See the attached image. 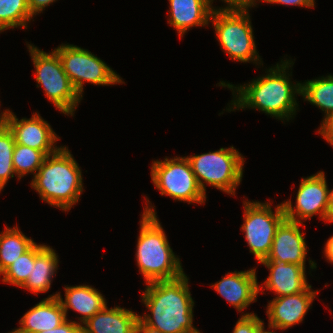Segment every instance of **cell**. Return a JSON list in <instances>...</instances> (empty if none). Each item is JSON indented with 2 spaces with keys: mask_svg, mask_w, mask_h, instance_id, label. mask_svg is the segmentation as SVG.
Here are the masks:
<instances>
[{
  "mask_svg": "<svg viewBox=\"0 0 333 333\" xmlns=\"http://www.w3.org/2000/svg\"><path fill=\"white\" fill-rule=\"evenodd\" d=\"M244 223L241 226L245 240L258 262L266 259L273 243L277 228L286 219L282 203L276 206L275 213L271 203L246 200Z\"/></svg>",
  "mask_w": 333,
  "mask_h": 333,
  "instance_id": "obj_10",
  "label": "cell"
},
{
  "mask_svg": "<svg viewBox=\"0 0 333 333\" xmlns=\"http://www.w3.org/2000/svg\"><path fill=\"white\" fill-rule=\"evenodd\" d=\"M58 293L50 295L27 311L15 329L18 333H39L60 326L67 320Z\"/></svg>",
  "mask_w": 333,
  "mask_h": 333,
  "instance_id": "obj_17",
  "label": "cell"
},
{
  "mask_svg": "<svg viewBox=\"0 0 333 333\" xmlns=\"http://www.w3.org/2000/svg\"><path fill=\"white\" fill-rule=\"evenodd\" d=\"M254 5L227 4L214 9L212 22L217 40L223 51L234 61L252 62L262 65L254 40L249 8ZM259 61V62H258Z\"/></svg>",
  "mask_w": 333,
  "mask_h": 333,
  "instance_id": "obj_5",
  "label": "cell"
},
{
  "mask_svg": "<svg viewBox=\"0 0 333 333\" xmlns=\"http://www.w3.org/2000/svg\"><path fill=\"white\" fill-rule=\"evenodd\" d=\"M318 131V133L322 135L330 145L333 146V114L323 118L320 129Z\"/></svg>",
  "mask_w": 333,
  "mask_h": 333,
  "instance_id": "obj_30",
  "label": "cell"
},
{
  "mask_svg": "<svg viewBox=\"0 0 333 333\" xmlns=\"http://www.w3.org/2000/svg\"><path fill=\"white\" fill-rule=\"evenodd\" d=\"M300 225L302 223L285 219L277 228L267 258L262 261L294 263L305 268L308 248Z\"/></svg>",
  "mask_w": 333,
  "mask_h": 333,
  "instance_id": "obj_14",
  "label": "cell"
},
{
  "mask_svg": "<svg viewBox=\"0 0 333 333\" xmlns=\"http://www.w3.org/2000/svg\"><path fill=\"white\" fill-rule=\"evenodd\" d=\"M35 260V244L18 257L1 275L2 282L21 287L31 274Z\"/></svg>",
  "mask_w": 333,
  "mask_h": 333,
  "instance_id": "obj_26",
  "label": "cell"
},
{
  "mask_svg": "<svg viewBox=\"0 0 333 333\" xmlns=\"http://www.w3.org/2000/svg\"><path fill=\"white\" fill-rule=\"evenodd\" d=\"M136 333H161L158 329L145 325L140 319L136 324Z\"/></svg>",
  "mask_w": 333,
  "mask_h": 333,
  "instance_id": "obj_33",
  "label": "cell"
},
{
  "mask_svg": "<svg viewBox=\"0 0 333 333\" xmlns=\"http://www.w3.org/2000/svg\"><path fill=\"white\" fill-rule=\"evenodd\" d=\"M15 140L8 127L0 130V187L4 188L8 179L13 178L15 171L13 166V152Z\"/></svg>",
  "mask_w": 333,
  "mask_h": 333,
  "instance_id": "obj_27",
  "label": "cell"
},
{
  "mask_svg": "<svg viewBox=\"0 0 333 333\" xmlns=\"http://www.w3.org/2000/svg\"><path fill=\"white\" fill-rule=\"evenodd\" d=\"M257 333H276L275 331L272 332V331H269V330H265L264 326H262Z\"/></svg>",
  "mask_w": 333,
  "mask_h": 333,
  "instance_id": "obj_38",
  "label": "cell"
},
{
  "mask_svg": "<svg viewBox=\"0 0 333 333\" xmlns=\"http://www.w3.org/2000/svg\"><path fill=\"white\" fill-rule=\"evenodd\" d=\"M65 299L61 297L58 292V299L61 302L63 310L66 314L68 309H72L82 316L78 319L80 324L86 322L89 318L93 317L96 313L102 310L107 302L103 295L96 290V288L89 285H76V286H65Z\"/></svg>",
  "mask_w": 333,
  "mask_h": 333,
  "instance_id": "obj_20",
  "label": "cell"
},
{
  "mask_svg": "<svg viewBox=\"0 0 333 333\" xmlns=\"http://www.w3.org/2000/svg\"><path fill=\"white\" fill-rule=\"evenodd\" d=\"M8 333H18L16 330H13L11 332H8Z\"/></svg>",
  "mask_w": 333,
  "mask_h": 333,
  "instance_id": "obj_39",
  "label": "cell"
},
{
  "mask_svg": "<svg viewBox=\"0 0 333 333\" xmlns=\"http://www.w3.org/2000/svg\"><path fill=\"white\" fill-rule=\"evenodd\" d=\"M18 228L5 226L4 231L0 233V275L35 244Z\"/></svg>",
  "mask_w": 333,
  "mask_h": 333,
  "instance_id": "obj_22",
  "label": "cell"
},
{
  "mask_svg": "<svg viewBox=\"0 0 333 333\" xmlns=\"http://www.w3.org/2000/svg\"><path fill=\"white\" fill-rule=\"evenodd\" d=\"M186 158L205 194V184H209L227 194L235 195L243 177L244 157L233 146Z\"/></svg>",
  "mask_w": 333,
  "mask_h": 333,
  "instance_id": "obj_6",
  "label": "cell"
},
{
  "mask_svg": "<svg viewBox=\"0 0 333 333\" xmlns=\"http://www.w3.org/2000/svg\"><path fill=\"white\" fill-rule=\"evenodd\" d=\"M213 0H169L168 23L182 38L189 28L206 26L214 10Z\"/></svg>",
  "mask_w": 333,
  "mask_h": 333,
  "instance_id": "obj_18",
  "label": "cell"
},
{
  "mask_svg": "<svg viewBox=\"0 0 333 333\" xmlns=\"http://www.w3.org/2000/svg\"><path fill=\"white\" fill-rule=\"evenodd\" d=\"M139 315L120 306L107 305L81 326L82 333H136Z\"/></svg>",
  "mask_w": 333,
  "mask_h": 333,
  "instance_id": "obj_19",
  "label": "cell"
},
{
  "mask_svg": "<svg viewBox=\"0 0 333 333\" xmlns=\"http://www.w3.org/2000/svg\"><path fill=\"white\" fill-rule=\"evenodd\" d=\"M270 274L259 287L260 290H271L275 292L276 297L288 296L306 290L310 285L307 282L305 268L294 263H283L276 261H261Z\"/></svg>",
  "mask_w": 333,
  "mask_h": 333,
  "instance_id": "obj_16",
  "label": "cell"
},
{
  "mask_svg": "<svg viewBox=\"0 0 333 333\" xmlns=\"http://www.w3.org/2000/svg\"><path fill=\"white\" fill-rule=\"evenodd\" d=\"M266 3L272 4H282L289 6H301V7H310L315 6V0H261Z\"/></svg>",
  "mask_w": 333,
  "mask_h": 333,
  "instance_id": "obj_31",
  "label": "cell"
},
{
  "mask_svg": "<svg viewBox=\"0 0 333 333\" xmlns=\"http://www.w3.org/2000/svg\"><path fill=\"white\" fill-rule=\"evenodd\" d=\"M152 164L151 178L161 195L190 203H205L206 194L200 188L186 157L164 158Z\"/></svg>",
  "mask_w": 333,
  "mask_h": 333,
  "instance_id": "obj_8",
  "label": "cell"
},
{
  "mask_svg": "<svg viewBox=\"0 0 333 333\" xmlns=\"http://www.w3.org/2000/svg\"><path fill=\"white\" fill-rule=\"evenodd\" d=\"M311 287L310 285L302 292L277 297L268 302L266 311L269 319L268 328L285 330L301 323L318 293L316 290H311Z\"/></svg>",
  "mask_w": 333,
  "mask_h": 333,
  "instance_id": "obj_13",
  "label": "cell"
},
{
  "mask_svg": "<svg viewBox=\"0 0 333 333\" xmlns=\"http://www.w3.org/2000/svg\"><path fill=\"white\" fill-rule=\"evenodd\" d=\"M145 198L135 254L139 271L146 283L179 278L184 274L180 259L171 249L154 207Z\"/></svg>",
  "mask_w": 333,
  "mask_h": 333,
  "instance_id": "obj_3",
  "label": "cell"
},
{
  "mask_svg": "<svg viewBox=\"0 0 333 333\" xmlns=\"http://www.w3.org/2000/svg\"><path fill=\"white\" fill-rule=\"evenodd\" d=\"M324 254L330 263H333V236H331L324 247Z\"/></svg>",
  "mask_w": 333,
  "mask_h": 333,
  "instance_id": "obj_34",
  "label": "cell"
},
{
  "mask_svg": "<svg viewBox=\"0 0 333 333\" xmlns=\"http://www.w3.org/2000/svg\"><path fill=\"white\" fill-rule=\"evenodd\" d=\"M46 156L43 151L15 143L12 159L14 171L19 180L29 173L35 176Z\"/></svg>",
  "mask_w": 333,
  "mask_h": 333,
  "instance_id": "obj_25",
  "label": "cell"
},
{
  "mask_svg": "<svg viewBox=\"0 0 333 333\" xmlns=\"http://www.w3.org/2000/svg\"><path fill=\"white\" fill-rule=\"evenodd\" d=\"M81 173L68 148L60 146L55 153L46 156L30 185L43 201L68 211L83 192Z\"/></svg>",
  "mask_w": 333,
  "mask_h": 333,
  "instance_id": "obj_4",
  "label": "cell"
},
{
  "mask_svg": "<svg viewBox=\"0 0 333 333\" xmlns=\"http://www.w3.org/2000/svg\"><path fill=\"white\" fill-rule=\"evenodd\" d=\"M211 287L240 312L257 301L259 284L256 269L227 273Z\"/></svg>",
  "mask_w": 333,
  "mask_h": 333,
  "instance_id": "obj_15",
  "label": "cell"
},
{
  "mask_svg": "<svg viewBox=\"0 0 333 333\" xmlns=\"http://www.w3.org/2000/svg\"><path fill=\"white\" fill-rule=\"evenodd\" d=\"M301 95L305 101L316 105L325 116L333 114V75L301 83Z\"/></svg>",
  "mask_w": 333,
  "mask_h": 333,
  "instance_id": "obj_23",
  "label": "cell"
},
{
  "mask_svg": "<svg viewBox=\"0 0 333 333\" xmlns=\"http://www.w3.org/2000/svg\"><path fill=\"white\" fill-rule=\"evenodd\" d=\"M226 4L255 5L258 0H222Z\"/></svg>",
  "mask_w": 333,
  "mask_h": 333,
  "instance_id": "obj_35",
  "label": "cell"
},
{
  "mask_svg": "<svg viewBox=\"0 0 333 333\" xmlns=\"http://www.w3.org/2000/svg\"><path fill=\"white\" fill-rule=\"evenodd\" d=\"M32 17L27 0H0V33L19 26L27 29Z\"/></svg>",
  "mask_w": 333,
  "mask_h": 333,
  "instance_id": "obj_24",
  "label": "cell"
},
{
  "mask_svg": "<svg viewBox=\"0 0 333 333\" xmlns=\"http://www.w3.org/2000/svg\"><path fill=\"white\" fill-rule=\"evenodd\" d=\"M185 273L173 280L155 281L147 284L142 302L150 314L139 316L147 326L161 333H191L193 326L194 300L191 297Z\"/></svg>",
  "mask_w": 333,
  "mask_h": 333,
  "instance_id": "obj_2",
  "label": "cell"
},
{
  "mask_svg": "<svg viewBox=\"0 0 333 333\" xmlns=\"http://www.w3.org/2000/svg\"><path fill=\"white\" fill-rule=\"evenodd\" d=\"M56 0H27L28 8L31 14L37 15L38 13L45 10L44 8Z\"/></svg>",
  "mask_w": 333,
  "mask_h": 333,
  "instance_id": "obj_32",
  "label": "cell"
},
{
  "mask_svg": "<svg viewBox=\"0 0 333 333\" xmlns=\"http://www.w3.org/2000/svg\"><path fill=\"white\" fill-rule=\"evenodd\" d=\"M329 207L330 213L333 215V189L329 190Z\"/></svg>",
  "mask_w": 333,
  "mask_h": 333,
  "instance_id": "obj_37",
  "label": "cell"
},
{
  "mask_svg": "<svg viewBox=\"0 0 333 333\" xmlns=\"http://www.w3.org/2000/svg\"><path fill=\"white\" fill-rule=\"evenodd\" d=\"M7 127L12 132L15 143L43 151L46 155L53 154L60 148L55 146V142L60 138L51 125L36 112L29 119L19 120L10 111Z\"/></svg>",
  "mask_w": 333,
  "mask_h": 333,
  "instance_id": "obj_12",
  "label": "cell"
},
{
  "mask_svg": "<svg viewBox=\"0 0 333 333\" xmlns=\"http://www.w3.org/2000/svg\"><path fill=\"white\" fill-rule=\"evenodd\" d=\"M263 325L264 322L255 313H243L238 319L233 333H257Z\"/></svg>",
  "mask_w": 333,
  "mask_h": 333,
  "instance_id": "obj_28",
  "label": "cell"
},
{
  "mask_svg": "<svg viewBox=\"0 0 333 333\" xmlns=\"http://www.w3.org/2000/svg\"><path fill=\"white\" fill-rule=\"evenodd\" d=\"M54 51L59 55L63 70L81 97H83L85 81L103 86L124 83L114 70L87 49L76 45L62 44Z\"/></svg>",
  "mask_w": 333,
  "mask_h": 333,
  "instance_id": "obj_9",
  "label": "cell"
},
{
  "mask_svg": "<svg viewBox=\"0 0 333 333\" xmlns=\"http://www.w3.org/2000/svg\"><path fill=\"white\" fill-rule=\"evenodd\" d=\"M33 60L37 87H43L45 96L63 114L74 115L82 97L75 90L68 75L63 70L59 55L53 50L46 53L27 44ZM39 85V86H38Z\"/></svg>",
  "mask_w": 333,
  "mask_h": 333,
  "instance_id": "obj_7",
  "label": "cell"
},
{
  "mask_svg": "<svg viewBox=\"0 0 333 333\" xmlns=\"http://www.w3.org/2000/svg\"><path fill=\"white\" fill-rule=\"evenodd\" d=\"M292 63L294 64L291 60H281L280 64L277 63L275 67L269 68L265 76L253 79L243 86L235 87L220 81L219 86L231 89L234 94L233 103H230L233 106L229 105L228 112L252 108L281 121L294 118L292 115H295L298 107L295 95H301V83L293 84L290 81L289 76L292 74L289 75L286 71L293 66Z\"/></svg>",
  "mask_w": 333,
  "mask_h": 333,
  "instance_id": "obj_1",
  "label": "cell"
},
{
  "mask_svg": "<svg viewBox=\"0 0 333 333\" xmlns=\"http://www.w3.org/2000/svg\"><path fill=\"white\" fill-rule=\"evenodd\" d=\"M323 171L302 178L293 207L291 200L282 202L287 220L303 223L301 220L311 219L319 215L323 221L333 222L329 207V189Z\"/></svg>",
  "mask_w": 333,
  "mask_h": 333,
  "instance_id": "obj_11",
  "label": "cell"
},
{
  "mask_svg": "<svg viewBox=\"0 0 333 333\" xmlns=\"http://www.w3.org/2000/svg\"><path fill=\"white\" fill-rule=\"evenodd\" d=\"M58 255L50 246L35 243V260L31 274L20 287L34 294L50 289L52 278L58 269Z\"/></svg>",
  "mask_w": 333,
  "mask_h": 333,
  "instance_id": "obj_21",
  "label": "cell"
},
{
  "mask_svg": "<svg viewBox=\"0 0 333 333\" xmlns=\"http://www.w3.org/2000/svg\"><path fill=\"white\" fill-rule=\"evenodd\" d=\"M9 112L10 110L6 109L4 112L0 114V130L7 127Z\"/></svg>",
  "mask_w": 333,
  "mask_h": 333,
  "instance_id": "obj_36",
  "label": "cell"
},
{
  "mask_svg": "<svg viewBox=\"0 0 333 333\" xmlns=\"http://www.w3.org/2000/svg\"><path fill=\"white\" fill-rule=\"evenodd\" d=\"M76 322L77 321H70L67 319L60 326L39 333H82L81 324L79 322Z\"/></svg>",
  "mask_w": 333,
  "mask_h": 333,
  "instance_id": "obj_29",
  "label": "cell"
}]
</instances>
